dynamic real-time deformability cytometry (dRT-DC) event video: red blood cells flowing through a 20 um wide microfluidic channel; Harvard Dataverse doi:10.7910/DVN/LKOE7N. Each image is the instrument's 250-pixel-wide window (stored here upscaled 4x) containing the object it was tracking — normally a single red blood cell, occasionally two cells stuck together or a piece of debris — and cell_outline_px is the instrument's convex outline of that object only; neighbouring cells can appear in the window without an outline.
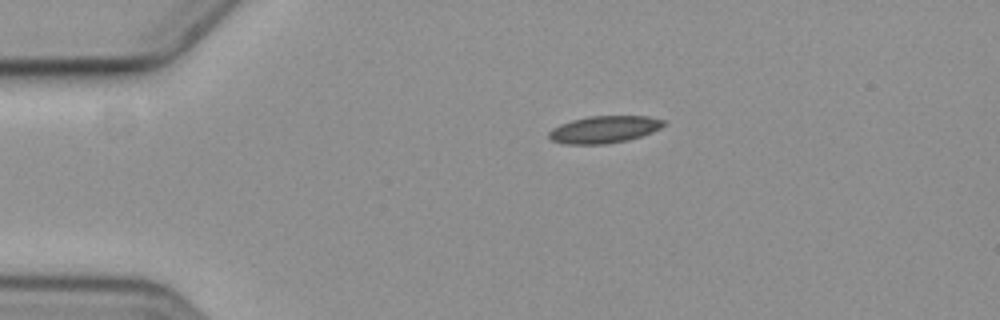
{"species": "common noctule bat (a hibernating species)", "species_latin": "Nyctalus noctula", "temperature_condition": "cold", "stored_images_in_passage": 3, "camera_frame_rate_fps": 3000, "um_per_image_px": 0.085, "animal": {"sex": "female", "body_mass_g": 19.3, "forearm_length_mm": 54.1}, "frame": {"image": 1, "passage_image": 1, "time_ms": 0.0, "image_size_px": [1000, 320], "cell_outline_px": [[668, 124], [652, 132], [628, 140], [604, 144], [564, 144], [552, 140], [548, 136], [548, 132], [552, 128], [560, 124], [572, 120], [588, 116], [648, 116], [664, 120]], "centroid_in_image_um": [51.36, 11.0], "position_along_channel_um": 33.6, "area_um2": 18.21}}
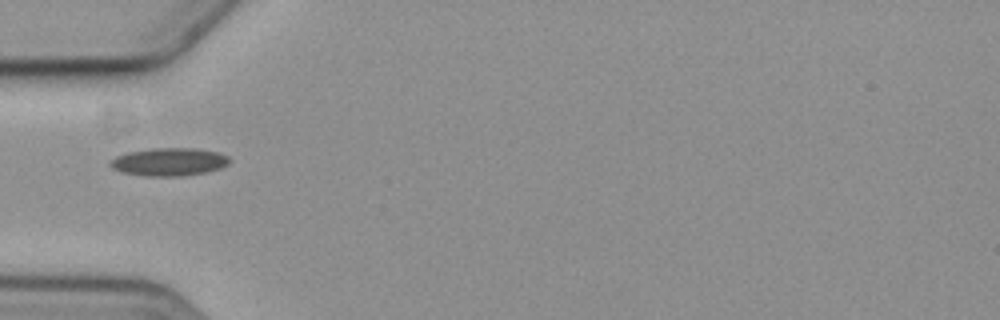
{"frame": {"image": 2, "passage_image": 3, "time_ms": 2.333, "image_size_px": [1000, 320], "cell_outline_px": [[232, 160], [228, 164], [220, 168], [204, 172], [184, 176], [144, 176], [120, 172], [112, 168], [108, 164], [116, 156], [128, 152], [156, 148], [196, 148], [216, 152], [228, 156]], "centroid_in_image_um": [14.36, 13.76], "position_along_channel_um": 70.6, "area_um2": 19.42}}